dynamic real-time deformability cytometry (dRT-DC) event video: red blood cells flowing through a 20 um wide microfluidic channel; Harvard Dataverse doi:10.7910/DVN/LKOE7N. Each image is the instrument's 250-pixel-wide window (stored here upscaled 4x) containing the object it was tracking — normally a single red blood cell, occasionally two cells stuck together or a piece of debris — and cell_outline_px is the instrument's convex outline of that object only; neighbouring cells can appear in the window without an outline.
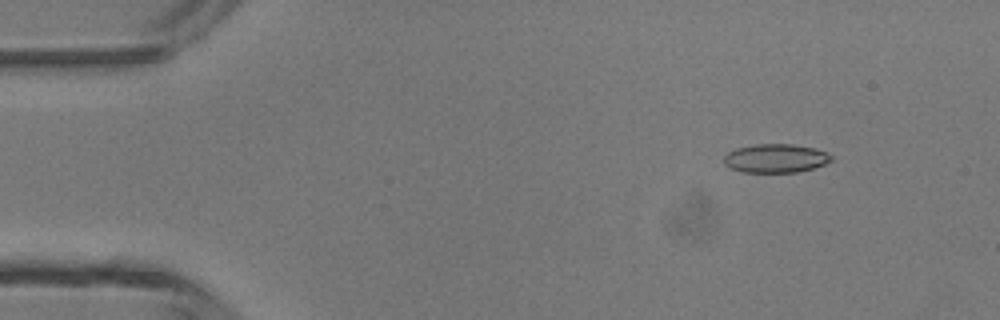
{"species": "common noctule bat (a hibernating species)", "species_latin": "Nyctalus noctula", "temperature_condition": "room temperature", "stored_images_in_passage": 47, "camera_frame_rate_fps": 3000, "um_per_image_px": 0.085, "animal": {"sex": "male", "body_mass_g": 13.3}, "frame": {"image": 1, "passage_image": 6, "time_ms": 1.667, "image_size_px": [1000, 320], "cell_outline_px": [[832, 160], [824, 164], [812, 168], [796, 172], [740, 172], [724, 164], [724, 156], [728, 152], [736, 148], [756, 144], [792, 144], [816, 148], [832, 156]], "centroid_in_image_um": [65.91, 13.45], "position_along_channel_um": 19.1, "area_um2": 17.86}}
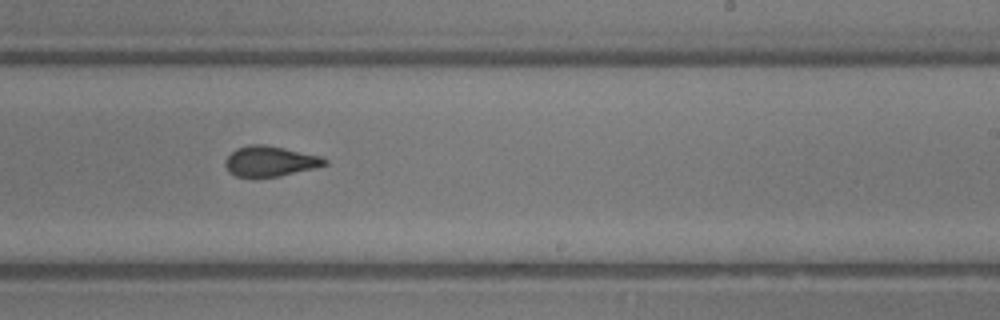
{"frame": {"image": 2, "passage_image": 29, "time_ms": 9.333, "image_size_px": [1000, 320], "cell_outline_px": [[328, 164], [316, 168], [280, 176], [236, 176], [228, 172], [224, 164], [224, 160], [236, 148], [248, 144], [264, 144], [284, 148], [320, 156], [328, 160]], "centroid_in_image_um": [22.95, 13.69], "position_along_channel_um": 266.0, "area_um2": 17.57}}
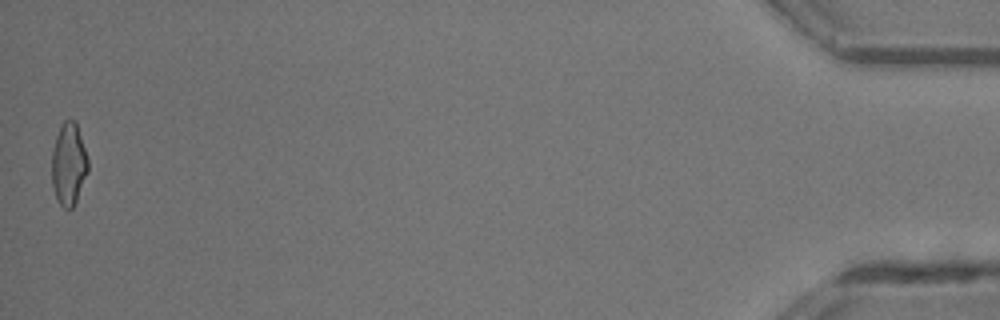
{"frame": {"image": 3, "passage_image": 47, "time_ms": 15.333, "image_size_px": [1000, 320], "cell_outline_px": [[88, 172], [76, 200], [72, 208], [64, 208], [56, 200], [52, 184], [52, 152], [56, 136], [60, 124], [64, 120], [76, 120], [88, 160]], "centroid_in_image_um": [5.83, 13.93], "position_along_channel_um": 429.4, "area_um2": 17.4}, "authors_computed_cell_mechanics": {"area_um2": 17.7446, "velocity_mm_per_s": 4.393, "shape_relaxation_time_tau1_ms": 6.8739, "shape_relaxation_time_tau2_ms": 1.4245, "deformation_change_tau1": 0.2094, "deformation_change_tau2": 0.0946}}